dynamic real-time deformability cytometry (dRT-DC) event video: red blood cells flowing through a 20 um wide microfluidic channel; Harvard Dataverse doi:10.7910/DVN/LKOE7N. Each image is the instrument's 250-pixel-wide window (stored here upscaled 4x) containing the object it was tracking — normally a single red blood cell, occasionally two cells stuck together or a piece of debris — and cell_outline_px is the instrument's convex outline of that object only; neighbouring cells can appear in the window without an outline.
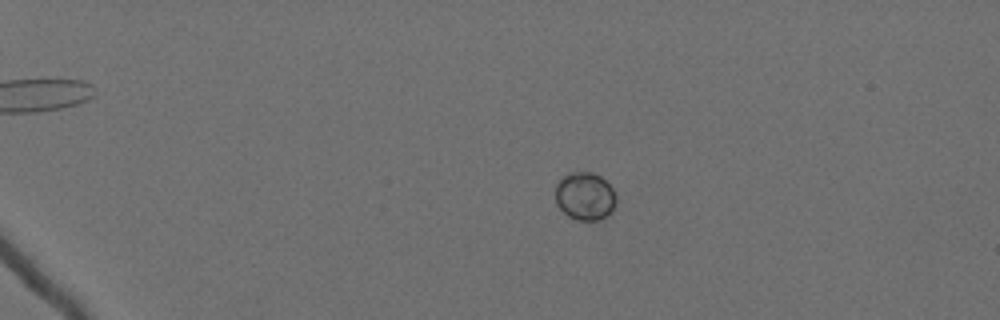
{"species": "Egyptian fruit bat (a non-hibernating species)", "species_latin": "Rousettus aegyptiacus", "temperature_condition": "cold", "stored_images_in_passage": 60, "camera_frame_rate_fps": 3000, "um_per_image_px": 0.085, "animal": {"sex": "female"}, "frame": {"image": 1, "passage_image": 13, "time_ms": 4.0, "image_size_px": [1000, 320], "cell_outline_px": [[616, 204], [612, 212], [600, 220], [576, 220], [568, 216], [556, 204], [556, 184], [568, 172], [592, 172], [600, 176], [612, 188], [616, 196]], "centroid_in_image_um": [49.73, 16.68], "position_along_channel_um": 35.3, "area_um2": 17.05}}
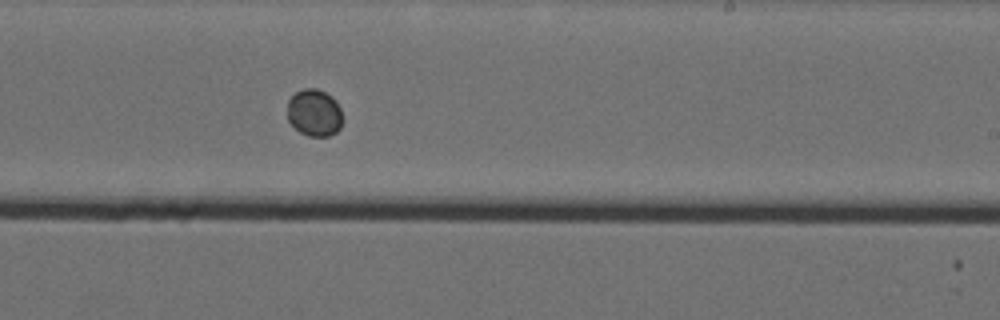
{"frame": {"image": 2, "passage_image": 40, "time_ms": 13.0, "image_size_px": [1000, 320], "cell_outline_px": [[340, 128], [336, 132], [328, 136], [308, 136], [300, 132], [288, 120], [288, 100], [296, 92], [304, 88], [316, 88], [332, 96], [336, 100], [340, 108]], "centroid_in_image_um": [26.71, 9.57], "position_along_channel_um": 262.3, "area_um2": 14.97}}
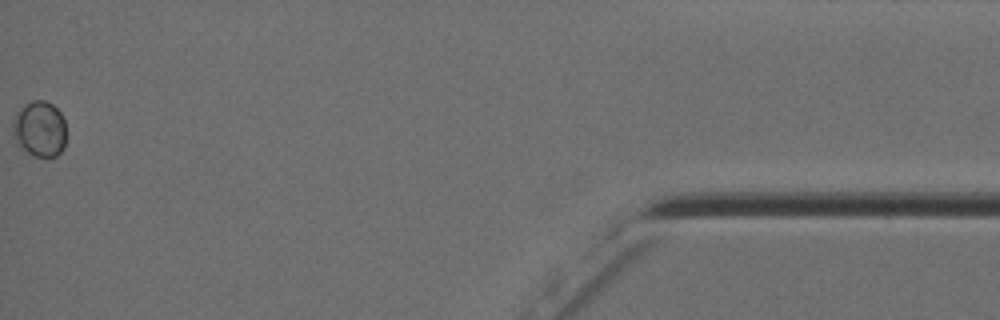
{"frame": {"image": 3, "passage_image": 60, "time_ms": 19.667, "image_size_px": [1000, 320], "cell_outline_px": [[64, 148], [56, 156], [36, 156], [20, 148], [12, 132], [12, 116], [24, 104], [32, 100], [44, 100], [52, 104], [60, 112], [64, 120]], "centroid_in_image_um": [3.33, 10.93], "position_along_channel_um": 431.9, "area_um2": 17.4}}